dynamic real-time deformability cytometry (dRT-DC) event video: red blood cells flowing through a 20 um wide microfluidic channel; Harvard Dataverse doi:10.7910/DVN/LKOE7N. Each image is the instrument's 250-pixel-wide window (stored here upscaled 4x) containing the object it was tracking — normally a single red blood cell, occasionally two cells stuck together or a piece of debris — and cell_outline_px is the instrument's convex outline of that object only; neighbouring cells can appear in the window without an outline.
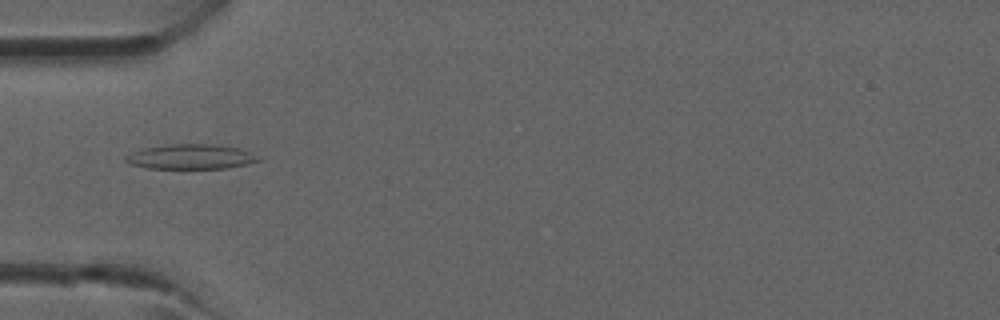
{"species": "common noctule bat (a hibernating species)", "species_latin": "Nyctalus noctula", "temperature_condition": "room temperature", "stored_images_in_passage": 1, "camera_frame_rate_fps": 3000, "um_per_image_px": 0.085, "animal": {"sex": "male", "forearm_length_mm": 52.5}, "frame": {"image": 1, "passage_image": 1, "time_ms": 0.0, "image_size_px": [1000, 320], "cell_outline_px": [[260, 160], [248, 164], [228, 168], [144, 168], [128, 164], [124, 160], [124, 156], [132, 152], [144, 148], [172, 144], [216, 144], [240, 148], [260, 156]], "centroid_in_image_um": [16.22, 13.32], "position_along_channel_um": 68.8, "area_um2": 19.36}}